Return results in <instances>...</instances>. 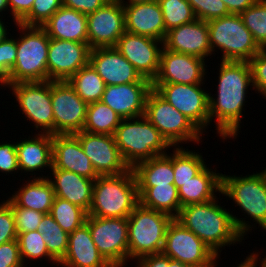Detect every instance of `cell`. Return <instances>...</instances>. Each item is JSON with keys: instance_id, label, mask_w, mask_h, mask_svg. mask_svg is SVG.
Here are the masks:
<instances>
[{"instance_id": "6da1fadb", "label": "cell", "mask_w": 266, "mask_h": 267, "mask_svg": "<svg viewBox=\"0 0 266 267\" xmlns=\"http://www.w3.org/2000/svg\"><path fill=\"white\" fill-rule=\"evenodd\" d=\"M219 72L218 97L209 94V122L216 117L220 136L234 138L240 128L246 90L253 83L251 69L246 61H222Z\"/></svg>"}, {"instance_id": "7a4b0ae2", "label": "cell", "mask_w": 266, "mask_h": 267, "mask_svg": "<svg viewBox=\"0 0 266 267\" xmlns=\"http://www.w3.org/2000/svg\"><path fill=\"white\" fill-rule=\"evenodd\" d=\"M175 219L199 237L217 256L221 251L219 248L239 242L251 228L246 221L218 205L216 198L181 207Z\"/></svg>"}, {"instance_id": "3957f363", "label": "cell", "mask_w": 266, "mask_h": 267, "mask_svg": "<svg viewBox=\"0 0 266 267\" xmlns=\"http://www.w3.org/2000/svg\"><path fill=\"white\" fill-rule=\"evenodd\" d=\"M139 204L133 170L119 175L98 176L94 181L89 216L125 218Z\"/></svg>"}, {"instance_id": "277c9868", "label": "cell", "mask_w": 266, "mask_h": 267, "mask_svg": "<svg viewBox=\"0 0 266 267\" xmlns=\"http://www.w3.org/2000/svg\"><path fill=\"white\" fill-rule=\"evenodd\" d=\"M135 119H122L113 135L123 160L131 169L142 161L166 154L165 149L170 147L144 115Z\"/></svg>"}, {"instance_id": "5b68a950", "label": "cell", "mask_w": 266, "mask_h": 267, "mask_svg": "<svg viewBox=\"0 0 266 267\" xmlns=\"http://www.w3.org/2000/svg\"><path fill=\"white\" fill-rule=\"evenodd\" d=\"M15 25L20 27L24 35L17 39L15 65L10 72V78L4 84L47 81L50 41L47 32L42 26H26L20 23Z\"/></svg>"}, {"instance_id": "8992f818", "label": "cell", "mask_w": 266, "mask_h": 267, "mask_svg": "<svg viewBox=\"0 0 266 267\" xmlns=\"http://www.w3.org/2000/svg\"><path fill=\"white\" fill-rule=\"evenodd\" d=\"M128 218V259L161 253L166 231L174 219L169 214L146 208L140 203Z\"/></svg>"}, {"instance_id": "52a82bcc", "label": "cell", "mask_w": 266, "mask_h": 267, "mask_svg": "<svg viewBox=\"0 0 266 267\" xmlns=\"http://www.w3.org/2000/svg\"><path fill=\"white\" fill-rule=\"evenodd\" d=\"M211 51H223L222 61H246L256 55L261 47L245 27L240 14H230L207 21Z\"/></svg>"}, {"instance_id": "ba28073f", "label": "cell", "mask_w": 266, "mask_h": 267, "mask_svg": "<svg viewBox=\"0 0 266 267\" xmlns=\"http://www.w3.org/2000/svg\"><path fill=\"white\" fill-rule=\"evenodd\" d=\"M144 116L171 147H180L177 144L183 143V141L197 143L201 139L200 136L203 132L154 89L147 96Z\"/></svg>"}, {"instance_id": "9c48e42d", "label": "cell", "mask_w": 266, "mask_h": 267, "mask_svg": "<svg viewBox=\"0 0 266 267\" xmlns=\"http://www.w3.org/2000/svg\"><path fill=\"white\" fill-rule=\"evenodd\" d=\"M221 194L233 199L266 230V168L261 173L244 177L221 174Z\"/></svg>"}, {"instance_id": "30bf717a", "label": "cell", "mask_w": 266, "mask_h": 267, "mask_svg": "<svg viewBox=\"0 0 266 267\" xmlns=\"http://www.w3.org/2000/svg\"><path fill=\"white\" fill-rule=\"evenodd\" d=\"M94 244L112 267H123L128 259V218L87 216Z\"/></svg>"}, {"instance_id": "8fae6325", "label": "cell", "mask_w": 266, "mask_h": 267, "mask_svg": "<svg viewBox=\"0 0 266 267\" xmlns=\"http://www.w3.org/2000/svg\"><path fill=\"white\" fill-rule=\"evenodd\" d=\"M162 253L193 267H212L218 256L175 218L169 224Z\"/></svg>"}, {"instance_id": "7c38bea8", "label": "cell", "mask_w": 266, "mask_h": 267, "mask_svg": "<svg viewBox=\"0 0 266 267\" xmlns=\"http://www.w3.org/2000/svg\"><path fill=\"white\" fill-rule=\"evenodd\" d=\"M10 86L22 113L30 119L42 133L54 135V116L51 102V81L19 82L3 84Z\"/></svg>"}, {"instance_id": "4fadbf2b", "label": "cell", "mask_w": 266, "mask_h": 267, "mask_svg": "<svg viewBox=\"0 0 266 267\" xmlns=\"http://www.w3.org/2000/svg\"><path fill=\"white\" fill-rule=\"evenodd\" d=\"M201 84H152V88L200 131L209 123V93Z\"/></svg>"}, {"instance_id": "5bb4252c", "label": "cell", "mask_w": 266, "mask_h": 267, "mask_svg": "<svg viewBox=\"0 0 266 267\" xmlns=\"http://www.w3.org/2000/svg\"><path fill=\"white\" fill-rule=\"evenodd\" d=\"M54 135H72L83 130L88 104L67 81H51Z\"/></svg>"}, {"instance_id": "9a60e30c", "label": "cell", "mask_w": 266, "mask_h": 267, "mask_svg": "<svg viewBox=\"0 0 266 267\" xmlns=\"http://www.w3.org/2000/svg\"><path fill=\"white\" fill-rule=\"evenodd\" d=\"M88 45L92 48L114 47L124 34L125 13L122 0H109L87 15Z\"/></svg>"}, {"instance_id": "2e32d148", "label": "cell", "mask_w": 266, "mask_h": 267, "mask_svg": "<svg viewBox=\"0 0 266 267\" xmlns=\"http://www.w3.org/2000/svg\"><path fill=\"white\" fill-rule=\"evenodd\" d=\"M98 176L119 175L130 168L115 143L113 135L81 131L73 134Z\"/></svg>"}, {"instance_id": "e0dca14e", "label": "cell", "mask_w": 266, "mask_h": 267, "mask_svg": "<svg viewBox=\"0 0 266 267\" xmlns=\"http://www.w3.org/2000/svg\"><path fill=\"white\" fill-rule=\"evenodd\" d=\"M159 43L163 45V41L125 31L114 47L142 78L153 82L159 71L163 49V46H157Z\"/></svg>"}, {"instance_id": "ac0fdd59", "label": "cell", "mask_w": 266, "mask_h": 267, "mask_svg": "<svg viewBox=\"0 0 266 267\" xmlns=\"http://www.w3.org/2000/svg\"><path fill=\"white\" fill-rule=\"evenodd\" d=\"M90 50L88 43L50 38L47 81H67L89 63Z\"/></svg>"}, {"instance_id": "d6986e66", "label": "cell", "mask_w": 266, "mask_h": 267, "mask_svg": "<svg viewBox=\"0 0 266 267\" xmlns=\"http://www.w3.org/2000/svg\"><path fill=\"white\" fill-rule=\"evenodd\" d=\"M205 59L163 47L159 71L152 84H203Z\"/></svg>"}, {"instance_id": "ffe728a7", "label": "cell", "mask_w": 266, "mask_h": 267, "mask_svg": "<svg viewBox=\"0 0 266 267\" xmlns=\"http://www.w3.org/2000/svg\"><path fill=\"white\" fill-rule=\"evenodd\" d=\"M89 63L107 85L152 83L142 78L115 47H97L90 50Z\"/></svg>"}, {"instance_id": "44dd1931", "label": "cell", "mask_w": 266, "mask_h": 267, "mask_svg": "<svg viewBox=\"0 0 266 267\" xmlns=\"http://www.w3.org/2000/svg\"><path fill=\"white\" fill-rule=\"evenodd\" d=\"M152 89V83L107 85L100 101L121 119H135L145 114L146 99Z\"/></svg>"}, {"instance_id": "7402d4cb", "label": "cell", "mask_w": 266, "mask_h": 267, "mask_svg": "<svg viewBox=\"0 0 266 267\" xmlns=\"http://www.w3.org/2000/svg\"><path fill=\"white\" fill-rule=\"evenodd\" d=\"M163 47L204 59L212 54L207 21L195 19L167 31Z\"/></svg>"}, {"instance_id": "603a6c76", "label": "cell", "mask_w": 266, "mask_h": 267, "mask_svg": "<svg viewBox=\"0 0 266 267\" xmlns=\"http://www.w3.org/2000/svg\"><path fill=\"white\" fill-rule=\"evenodd\" d=\"M52 155L51 169L72 171L92 180L98 177L80 141L73 134L53 135Z\"/></svg>"}, {"instance_id": "cb8c5ba5", "label": "cell", "mask_w": 266, "mask_h": 267, "mask_svg": "<svg viewBox=\"0 0 266 267\" xmlns=\"http://www.w3.org/2000/svg\"><path fill=\"white\" fill-rule=\"evenodd\" d=\"M126 32L148 36L160 41H164L166 28L163 14L158 1L141 4H125Z\"/></svg>"}, {"instance_id": "d4e9b609", "label": "cell", "mask_w": 266, "mask_h": 267, "mask_svg": "<svg viewBox=\"0 0 266 267\" xmlns=\"http://www.w3.org/2000/svg\"><path fill=\"white\" fill-rule=\"evenodd\" d=\"M58 265L62 267H112L94 244L86 223L69 234L67 253Z\"/></svg>"}, {"instance_id": "484cf974", "label": "cell", "mask_w": 266, "mask_h": 267, "mask_svg": "<svg viewBox=\"0 0 266 267\" xmlns=\"http://www.w3.org/2000/svg\"><path fill=\"white\" fill-rule=\"evenodd\" d=\"M50 171L54 175V180L49 179V181L53 186L55 196L81 207L88 213L95 180L67 170L51 169Z\"/></svg>"}, {"instance_id": "4316f807", "label": "cell", "mask_w": 266, "mask_h": 267, "mask_svg": "<svg viewBox=\"0 0 266 267\" xmlns=\"http://www.w3.org/2000/svg\"><path fill=\"white\" fill-rule=\"evenodd\" d=\"M49 38L87 43V15L62 6L43 25Z\"/></svg>"}, {"instance_id": "83f0119b", "label": "cell", "mask_w": 266, "mask_h": 267, "mask_svg": "<svg viewBox=\"0 0 266 267\" xmlns=\"http://www.w3.org/2000/svg\"><path fill=\"white\" fill-rule=\"evenodd\" d=\"M16 143L19 170L33 172L43 170V167L52 168L53 135L42 133Z\"/></svg>"}, {"instance_id": "f1b7e54d", "label": "cell", "mask_w": 266, "mask_h": 267, "mask_svg": "<svg viewBox=\"0 0 266 267\" xmlns=\"http://www.w3.org/2000/svg\"><path fill=\"white\" fill-rule=\"evenodd\" d=\"M214 190L221 192V174L205 167L199 174L178 188L181 207L215 199Z\"/></svg>"}, {"instance_id": "f546056e", "label": "cell", "mask_w": 266, "mask_h": 267, "mask_svg": "<svg viewBox=\"0 0 266 267\" xmlns=\"http://www.w3.org/2000/svg\"><path fill=\"white\" fill-rule=\"evenodd\" d=\"M16 192L10 199L18 207L33 209L43 214L50 213L55 192L48 177H37Z\"/></svg>"}, {"instance_id": "4dcf8cb0", "label": "cell", "mask_w": 266, "mask_h": 267, "mask_svg": "<svg viewBox=\"0 0 266 267\" xmlns=\"http://www.w3.org/2000/svg\"><path fill=\"white\" fill-rule=\"evenodd\" d=\"M137 187H153L174 183L173 156L157 155L136 164L133 168Z\"/></svg>"}, {"instance_id": "1f68e13d", "label": "cell", "mask_w": 266, "mask_h": 267, "mask_svg": "<svg viewBox=\"0 0 266 267\" xmlns=\"http://www.w3.org/2000/svg\"><path fill=\"white\" fill-rule=\"evenodd\" d=\"M137 188L139 203L142 206L164 212L173 218L179 215L181 204L178 197V189L174 184Z\"/></svg>"}, {"instance_id": "d6a6232c", "label": "cell", "mask_w": 266, "mask_h": 267, "mask_svg": "<svg viewBox=\"0 0 266 267\" xmlns=\"http://www.w3.org/2000/svg\"><path fill=\"white\" fill-rule=\"evenodd\" d=\"M67 82L87 104L100 101L106 87L90 63L71 76Z\"/></svg>"}, {"instance_id": "836d02e7", "label": "cell", "mask_w": 266, "mask_h": 267, "mask_svg": "<svg viewBox=\"0 0 266 267\" xmlns=\"http://www.w3.org/2000/svg\"><path fill=\"white\" fill-rule=\"evenodd\" d=\"M121 118L109 106L101 101L88 104L83 126L85 132L114 135Z\"/></svg>"}, {"instance_id": "e575fe53", "label": "cell", "mask_w": 266, "mask_h": 267, "mask_svg": "<svg viewBox=\"0 0 266 267\" xmlns=\"http://www.w3.org/2000/svg\"><path fill=\"white\" fill-rule=\"evenodd\" d=\"M37 231L41 233L46 242L48 253L59 263L67 253L69 234L54 220L50 214H45L38 225Z\"/></svg>"}, {"instance_id": "d590c367", "label": "cell", "mask_w": 266, "mask_h": 267, "mask_svg": "<svg viewBox=\"0 0 266 267\" xmlns=\"http://www.w3.org/2000/svg\"><path fill=\"white\" fill-rule=\"evenodd\" d=\"M174 185L178 189L191 178L199 174L206 165L201 155L192 151L175 148L173 151Z\"/></svg>"}, {"instance_id": "8d00e7d4", "label": "cell", "mask_w": 266, "mask_h": 267, "mask_svg": "<svg viewBox=\"0 0 266 267\" xmlns=\"http://www.w3.org/2000/svg\"><path fill=\"white\" fill-rule=\"evenodd\" d=\"M49 214L68 234L81 227L88 216L81 207L56 196Z\"/></svg>"}, {"instance_id": "74e56055", "label": "cell", "mask_w": 266, "mask_h": 267, "mask_svg": "<svg viewBox=\"0 0 266 267\" xmlns=\"http://www.w3.org/2000/svg\"><path fill=\"white\" fill-rule=\"evenodd\" d=\"M158 3L163 14L166 33L197 19L187 0H158Z\"/></svg>"}, {"instance_id": "f35d334b", "label": "cell", "mask_w": 266, "mask_h": 267, "mask_svg": "<svg viewBox=\"0 0 266 267\" xmlns=\"http://www.w3.org/2000/svg\"><path fill=\"white\" fill-rule=\"evenodd\" d=\"M240 16L257 44L261 49H266V0H257Z\"/></svg>"}, {"instance_id": "ab89813d", "label": "cell", "mask_w": 266, "mask_h": 267, "mask_svg": "<svg viewBox=\"0 0 266 267\" xmlns=\"http://www.w3.org/2000/svg\"><path fill=\"white\" fill-rule=\"evenodd\" d=\"M17 241L20 250V257L24 264L25 258L37 259L47 257L52 263H58L49 253L46 242L43 240L39 231H28L25 233H17Z\"/></svg>"}, {"instance_id": "60d3db41", "label": "cell", "mask_w": 266, "mask_h": 267, "mask_svg": "<svg viewBox=\"0 0 266 267\" xmlns=\"http://www.w3.org/2000/svg\"><path fill=\"white\" fill-rule=\"evenodd\" d=\"M62 6V0H34L31 11L19 23L42 26Z\"/></svg>"}, {"instance_id": "b9f144b4", "label": "cell", "mask_w": 266, "mask_h": 267, "mask_svg": "<svg viewBox=\"0 0 266 267\" xmlns=\"http://www.w3.org/2000/svg\"><path fill=\"white\" fill-rule=\"evenodd\" d=\"M6 202L12 207L17 233L37 231L45 214L33 209L18 207L10 198Z\"/></svg>"}, {"instance_id": "7bdbcfd3", "label": "cell", "mask_w": 266, "mask_h": 267, "mask_svg": "<svg viewBox=\"0 0 266 267\" xmlns=\"http://www.w3.org/2000/svg\"><path fill=\"white\" fill-rule=\"evenodd\" d=\"M197 19L209 21L230 15L222 0H187Z\"/></svg>"}, {"instance_id": "ee69618b", "label": "cell", "mask_w": 266, "mask_h": 267, "mask_svg": "<svg viewBox=\"0 0 266 267\" xmlns=\"http://www.w3.org/2000/svg\"><path fill=\"white\" fill-rule=\"evenodd\" d=\"M17 54V40L6 37L0 42V84L10 78V72L15 65Z\"/></svg>"}, {"instance_id": "f6af8a7d", "label": "cell", "mask_w": 266, "mask_h": 267, "mask_svg": "<svg viewBox=\"0 0 266 267\" xmlns=\"http://www.w3.org/2000/svg\"><path fill=\"white\" fill-rule=\"evenodd\" d=\"M252 75V86L266 98V49H261L248 62Z\"/></svg>"}, {"instance_id": "bcb514c9", "label": "cell", "mask_w": 266, "mask_h": 267, "mask_svg": "<svg viewBox=\"0 0 266 267\" xmlns=\"http://www.w3.org/2000/svg\"><path fill=\"white\" fill-rule=\"evenodd\" d=\"M17 235L12 207L4 201L0 204V245L17 240Z\"/></svg>"}, {"instance_id": "7dc6e473", "label": "cell", "mask_w": 266, "mask_h": 267, "mask_svg": "<svg viewBox=\"0 0 266 267\" xmlns=\"http://www.w3.org/2000/svg\"><path fill=\"white\" fill-rule=\"evenodd\" d=\"M17 240L0 245V267H23Z\"/></svg>"}, {"instance_id": "c3c4849f", "label": "cell", "mask_w": 266, "mask_h": 267, "mask_svg": "<svg viewBox=\"0 0 266 267\" xmlns=\"http://www.w3.org/2000/svg\"><path fill=\"white\" fill-rule=\"evenodd\" d=\"M19 170L16 143L0 144V171L7 174Z\"/></svg>"}, {"instance_id": "681fc988", "label": "cell", "mask_w": 266, "mask_h": 267, "mask_svg": "<svg viewBox=\"0 0 266 267\" xmlns=\"http://www.w3.org/2000/svg\"><path fill=\"white\" fill-rule=\"evenodd\" d=\"M109 0H62V5L83 14H90L101 8Z\"/></svg>"}, {"instance_id": "f907efd6", "label": "cell", "mask_w": 266, "mask_h": 267, "mask_svg": "<svg viewBox=\"0 0 266 267\" xmlns=\"http://www.w3.org/2000/svg\"><path fill=\"white\" fill-rule=\"evenodd\" d=\"M34 0H8L15 23H19L32 9Z\"/></svg>"}, {"instance_id": "816d5d0a", "label": "cell", "mask_w": 266, "mask_h": 267, "mask_svg": "<svg viewBox=\"0 0 266 267\" xmlns=\"http://www.w3.org/2000/svg\"><path fill=\"white\" fill-rule=\"evenodd\" d=\"M230 14H241L257 0H222Z\"/></svg>"}, {"instance_id": "f5cc1de1", "label": "cell", "mask_w": 266, "mask_h": 267, "mask_svg": "<svg viewBox=\"0 0 266 267\" xmlns=\"http://www.w3.org/2000/svg\"><path fill=\"white\" fill-rule=\"evenodd\" d=\"M139 261V262H138ZM137 261L138 267H164V254L155 253L140 257Z\"/></svg>"}, {"instance_id": "db71d44e", "label": "cell", "mask_w": 266, "mask_h": 267, "mask_svg": "<svg viewBox=\"0 0 266 267\" xmlns=\"http://www.w3.org/2000/svg\"><path fill=\"white\" fill-rule=\"evenodd\" d=\"M258 255L256 253H252L250 256H248L244 262H242L241 264H239V266L237 267H256L257 265V257ZM216 263L213 264L212 267H215Z\"/></svg>"}, {"instance_id": "11a10c76", "label": "cell", "mask_w": 266, "mask_h": 267, "mask_svg": "<svg viewBox=\"0 0 266 267\" xmlns=\"http://www.w3.org/2000/svg\"><path fill=\"white\" fill-rule=\"evenodd\" d=\"M164 267H193V266L183 264L179 261L173 260L164 254Z\"/></svg>"}, {"instance_id": "9f6ffc18", "label": "cell", "mask_w": 266, "mask_h": 267, "mask_svg": "<svg viewBox=\"0 0 266 267\" xmlns=\"http://www.w3.org/2000/svg\"><path fill=\"white\" fill-rule=\"evenodd\" d=\"M7 36V29L5 28L4 23L0 19V42H2Z\"/></svg>"}, {"instance_id": "6f0895ef", "label": "cell", "mask_w": 266, "mask_h": 267, "mask_svg": "<svg viewBox=\"0 0 266 267\" xmlns=\"http://www.w3.org/2000/svg\"><path fill=\"white\" fill-rule=\"evenodd\" d=\"M129 4H141V3H150V2H155L158 0H128Z\"/></svg>"}, {"instance_id": "680465c9", "label": "cell", "mask_w": 266, "mask_h": 267, "mask_svg": "<svg viewBox=\"0 0 266 267\" xmlns=\"http://www.w3.org/2000/svg\"><path fill=\"white\" fill-rule=\"evenodd\" d=\"M8 9V0H0V12Z\"/></svg>"}, {"instance_id": "91938a15", "label": "cell", "mask_w": 266, "mask_h": 267, "mask_svg": "<svg viewBox=\"0 0 266 267\" xmlns=\"http://www.w3.org/2000/svg\"><path fill=\"white\" fill-rule=\"evenodd\" d=\"M262 260L263 261L261 262V267H266V257Z\"/></svg>"}]
</instances>
